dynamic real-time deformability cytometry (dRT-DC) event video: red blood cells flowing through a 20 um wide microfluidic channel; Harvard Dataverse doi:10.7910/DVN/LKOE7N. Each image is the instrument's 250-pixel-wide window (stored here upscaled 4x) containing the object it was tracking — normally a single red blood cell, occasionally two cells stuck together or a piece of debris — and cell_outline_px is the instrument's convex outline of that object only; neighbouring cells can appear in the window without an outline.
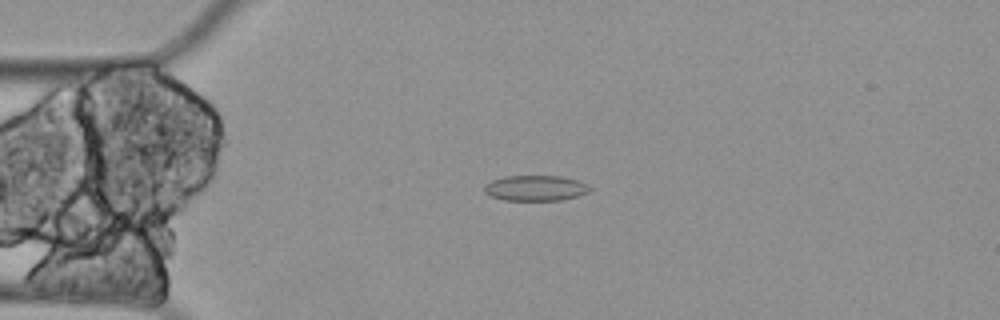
{"species": "Egyptian fruit bat (a non-hibernating species)", "species_latin": "Rousettus aegyptiacus", "temperature_condition": "cold", "stored_images_in_passage": 58, "camera_frame_rate_fps": 3000, "um_per_image_px": 0.085, "animal": {"sex": "female"}, "frame": {"image": 1, "passage_image": 13, "time_ms": 4.0, "image_size_px": [1000, 320], "cell_outline_px": [[592, 188], [588, 192], [576, 196], [560, 200], [504, 200], [492, 196], [484, 192], [484, 184], [492, 180], [504, 176], [560, 176], [576, 180], [588, 184]], "centroid_in_image_um": [45.5, 15.98], "position_along_channel_um": 39.5, "area_um2": 15.61}}
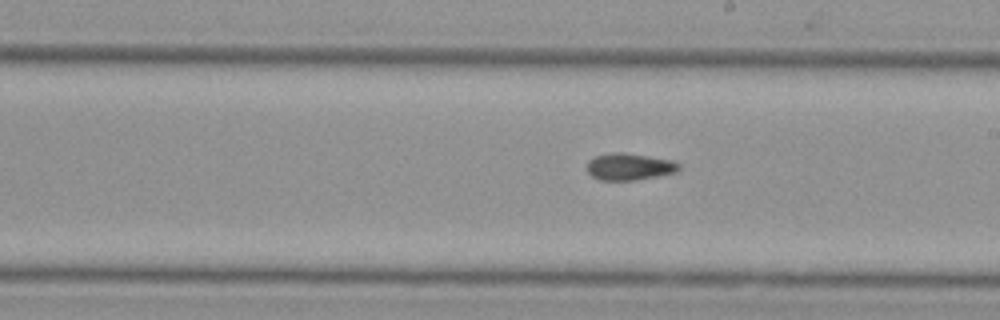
{"frame": {"image": 2, "passage_image": 32, "time_ms": 10.333, "image_size_px": [1000, 320], "cell_outline_px": [[680, 168], [676, 172], [636, 180], [600, 180], [592, 176], [588, 172], [588, 160], [596, 156], [612, 152], [624, 152], [672, 160], [680, 164]], "centroid_in_image_um": [53.5, 14.16], "position_along_channel_um": 235.5, "area_um2": 14.33}}
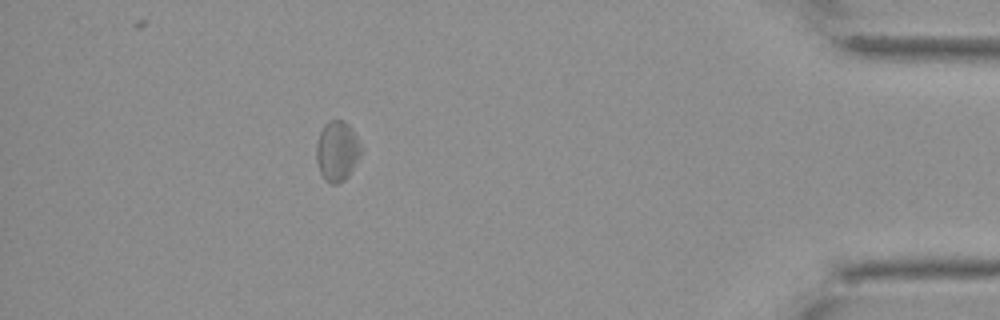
{"frame": {"image": 3, "passage_image": 52, "time_ms": 17.0, "image_size_px": [1000, 320], "cell_outline_px": [[364, 148], [360, 156], [348, 176], [344, 180], [336, 184], [332, 184], [324, 180], [320, 172], [316, 160], [316, 144], [320, 132], [324, 124], [328, 120], [344, 120], [348, 124]], "centroid_in_image_um": [28.66, 12.83], "position_along_channel_um": 406.5, "area_um2": 15.84}, "authors_computed_cell_mechanics": {"area_um2": 15.2014, "velocity_mm_per_s": 3.3084, "shape_relaxation_time_tau1_ms": 0.0942, "shape_relaxation_time_tau2_ms": null, "deformation_change_tau1": null, "deformation_change_tau2": null}}